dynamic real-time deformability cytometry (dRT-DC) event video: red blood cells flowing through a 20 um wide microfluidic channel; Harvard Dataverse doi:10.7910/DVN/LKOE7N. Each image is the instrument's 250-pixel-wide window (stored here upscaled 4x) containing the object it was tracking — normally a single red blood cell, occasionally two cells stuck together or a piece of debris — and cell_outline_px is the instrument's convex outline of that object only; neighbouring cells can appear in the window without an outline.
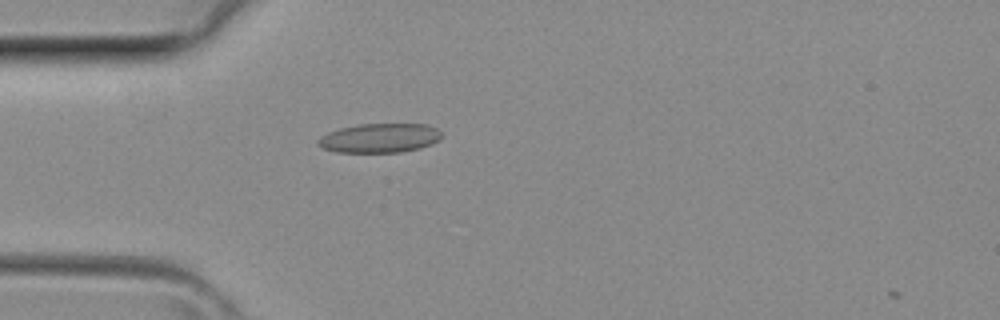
{"species": "common noctule bat (a hibernating species)", "species_latin": "Nyctalus noctula", "temperature_condition": "room temperature", "stored_images_in_passage": 2, "camera_frame_rate_fps": 3000, "um_per_image_px": 0.085, "animal": {"sex": "female", "body_mass_g": 29.2, "forearm_length_mm": 56.3}, "frame": {"image": 1, "passage_image": 1, "time_ms": 0.0, "image_size_px": [1000, 320], "cell_outline_px": [[440, 140], [432, 144], [420, 148], [400, 152], [336, 152], [324, 148], [316, 144], [316, 140], [320, 136], [328, 132], [340, 128], [360, 124], [424, 124], [436, 128], [440, 132]], "centroid_in_image_um": [32.24, 11.73], "position_along_channel_um": 52.8, "area_um2": 21.04}}